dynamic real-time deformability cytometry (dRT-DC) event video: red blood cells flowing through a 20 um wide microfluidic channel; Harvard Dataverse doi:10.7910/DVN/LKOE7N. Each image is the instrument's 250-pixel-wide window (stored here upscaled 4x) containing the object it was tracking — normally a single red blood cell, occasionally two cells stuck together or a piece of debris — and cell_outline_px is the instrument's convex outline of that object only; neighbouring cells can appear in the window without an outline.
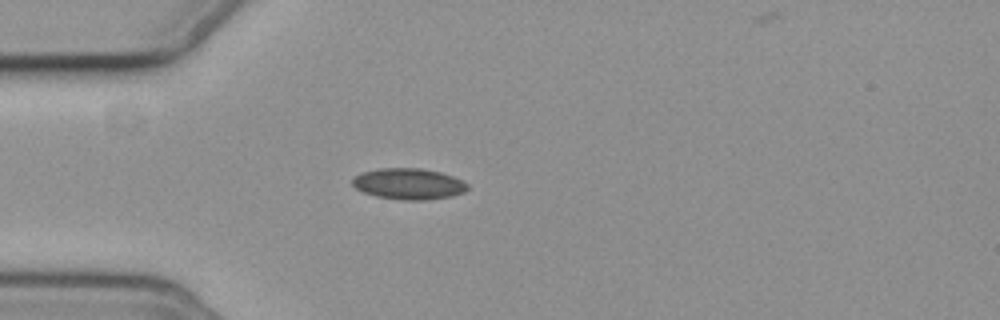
{"species": "common noctule bat (a hibernating species)", "species_latin": "Nyctalus noctula", "temperature_condition": "cold", "stored_images_in_passage": 5, "camera_frame_rate_fps": 3000, "um_per_image_px": 0.085, "animal": {"sex": "female", "body_mass_g": 19.3, "forearm_length_mm": 54.1}, "frame": {"image": 1, "passage_image": 4, "time_ms": 3.333, "image_size_px": [1000, 320], "cell_outline_px": [[468, 188], [464, 192], [452, 196], [424, 200], [404, 200], [376, 196], [364, 192], [356, 188], [352, 184], [352, 180], [356, 176], [364, 172], [380, 168], [420, 168], [440, 172], [452, 176], [468, 184]], "centroid_in_image_um": [34.75, 15.63], "position_along_channel_um": 50.3, "area_um2": 20.63}}